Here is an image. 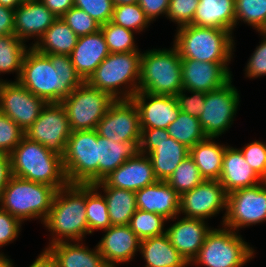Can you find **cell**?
Instances as JSON below:
<instances>
[{
	"label": "cell",
	"instance_id": "cell-48",
	"mask_svg": "<svg viewBox=\"0 0 266 267\" xmlns=\"http://www.w3.org/2000/svg\"><path fill=\"white\" fill-rule=\"evenodd\" d=\"M186 92L192 95L188 96ZM176 97L179 109L192 117L198 118L205 108V93L201 91L182 89Z\"/></svg>",
	"mask_w": 266,
	"mask_h": 267
},
{
	"label": "cell",
	"instance_id": "cell-58",
	"mask_svg": "<svg viewBox=\"0 0 266 267\" xmlns=\"http://www.w3.org/2000/svg\"><path fill=\"white\" fill-rule=\"evenodd\" d=\"M22 2L40 1V0H21Z\"/></svg>",
	"mask_w": 266,
	"mask_h": 267
},
{
	"label": "cell",
	"instance_id": "cell-45",
	"mask_svg": "<svg viewBox=\"0 0 266 267\" xmlns=\"http://www.w3.org/2000/svg\"><path fill=\"white\" fill-rule=\"evenodd\" d=\"M199 0H170L167 12V19L176 22L177 28L191 25Z\"/></svg>",
	"mask_w": 266,
	"mask_h": 267
},
{
	"label": "cell",
	"instance_id": "cell-18",
	"mask_svg": "<svg viewBox=\"0 0 266 267\" xmlns=\"http://www.w3.org/2000/svg\"><path fill=\"white\" fill-rule=\"evenodd\" d=\"M156 181L158 180L153 172L151 159L148 155L138 152L133 158L126 160L102 181L96 182L93 185L95 187H114L136 192Z\"/></svg>",
	"mask_w": 266,
	"mask_h": 267
},
{
	"label": "cell",
	"instance_id": "cell-39",
	"mask_svg": "<svg viewBox=\"0 0 266 267\" xmlns=\"http://www.w3.org/2000/svg\"><path fill=\"white\" fill-rule=\"evenodd\" d=\"M205 179L193 159L188 155L174 170L166 182L179 194L194 189Z\"/></svg>",
	"mask_w": 266,
	"mask_h": 267
},
{
	"label": "cell",
	"instance_id": "cell-32",
	"mask_svg": "<svg viewBox=\"0 0 266 267\" xmlns=\"http://www.w3.org/2000/svg\"><path fill=\"white\" fill-rule=\"evenodd\" d=\"M78 36L61 19L57 18L36 42L34 47L42 54L70 55L76 46Z\"/></svg>",
	"mask_w": 266,
	"mask_h": 267
},
{
	"label": "cell",
	"instance_id": "cell-8",
	"mask_svg": "<svg viewBox=\"0 0 266 267\" xmlns=\"http://www.w3.org/2000/svg\"><path fill=\"white\" fill-rule=\"evenodd\" d=\"M239 232L214 228L207 234L192 265L205 267H243L254 258L255 249L244 241Z\"/></svg>",
	"mask_w": 266,
	"mask_h": 267
},
{
	"label": "cell",
	"instance_id": "cell-14",
	"mask_svg": "<svg viewBox=\"0 0 266 267\" xmlns=\"http://www.w3.org/2000/svg\"><path fill=\"white\" fill-rule=\"evenodd\" d=\"M71 132L66 111L61 103H47L24 134L29 140L63 156Z\"/></svg>",
	"mask_w": 266,
	"mask_h": 267
},
{
	"label": "cell",
	"instance_id": "cell-13",
	"mask_svg": "<svg viewBox=\"0 0 266 267\" xmlns=\"http://www.w3.org/2000/svg\"><path fill=\"white\" fill-rule=\"evenodd\" d=\"M238 92L231 79L224 86L205 93V108L198 119L207 137L219 138L231 127L240 106Z\"/></svg>",
	"mask_w": 266,
	"mask_h": 267
},
{
	"label": "cell",
	"instance_id": "cell-1",
	"mask_svg": "<svg viewBox=\"0 0 266 267\" xmlns=\"http://www.w3.org/2000/svg\"><path fill=\"white\" fill-rule=\"evenodd\" d=\"M18 82L47 103H60L84 81L77 74L69 55H46L30 46Z\"/></svg>",
	"mask_w": 266,
	"mask_h": 267
},
{
	"label": "cell",
	"instance_id": "cell-25",
	"mask_svg": "<svg viewBox=\"0 0 266 267\" xmlns=\"http://www.w3.org/2000/svg\"><path fill=\"white\" fill-rule=\"evenodd\" d=\"M110 54L101 30L78 37L69 55L77 74L86 82L101 62Z\"/></svg>",
	"mask_w": 266,
	"mask_h": 267
},
{
	"label": "cell",
	"instance_id": "cell-30",
	"mask_svg": "<svg viewBox=\"0 0 266 267\" xmlns=\"http://www.w3.org/2000/svg\"><path fill=\"white\" fill-rule=\"evenodd\" d=\"M217 137H206L189 149V156L205 180L219 181L223 156L229 145L215 142Z\"/></svg>",
	"mask_w": 266,
	"mask_h": 267
},
{
	"label": "cell",
	"instance_id": "cell-41",
	"mask_svg": "<svg viewBox=\"0 0 266 267\" xmlns=\"http://www.w3.org/2000/svg\"><path fill=\"white\" fill-rule=\"evenodd\" d=\"M111 22L128 30L140 33L150 26V20L145 16L141 6L136 4H124L114 7Z\"/></svg>",
	"mask_w": 266,
	"mask_h": 267
},
{
	"label": "cell",
	"instance_id": "cell-15",
	"mask_svg": "<svg viewBox=\"0 0 266 267\" xmlns=\"http://www.w3.org/2000/svg\"><path fill=\"white\" fill-rule=\"evenodd\" d=\"M98 135L114 142H139L141 125L139 111L132 99L115 100L98 122Z\"/></svg>",
	"mask_w": 266,
	"mask_h": 267
},
{
	"label": "cell",
	"instance_id": "cell-57",
	"mask_svg": "<svg viewBox=\"0 0 266 267\" xmlns=\"http://www.w3.org/2000/svg\"><path fill=\"white\" fill-rule=\"evenodd\" d=\"M114 6L124 5V4H136L138 0H113Z\"/></svg>",
	"mask_w": 266,
	"mask_h": 267
},
{
	"label": "cell",
	"instance_id": "cell-4",
	"mask_svg": "<svg viewBox=\"0 0 266 267\" xmlns=\"http://www.w3.org/2000/svg\"><path fill=\"white\" fill-rule=\"evenodd\" d=\"M173 45L181 59L230 63L234 55L233 34L225 29L185 25L177 28Z\"/></svg>",
	"mask_w": 266,
	"mask_h": 267
},
{
	"label": "cell",
	"instance_id": "cell-42",
	"mask_svg": "<svg viewBox=\"0 0 266 267\" xmlns=\"http://www.w3.org/2000/svg\"><path fill=\"white\" fill-rule=\"evenodd\" d=\"M61 19L78 37L96 33L101 27V25L85 11L76 7L70 8Z\"/></svg>",
	"mask_w": 266,
	"mask_h": 267
},
{
	"label": "cell",
	"instance_id": "cell-5",
	"mask_svg": "<svg viewBox=\"0 0 266 267\" xmlns=\"http://www.w3.org/2000/svg\"><path fill=\"white\" fill-rule=\"evenodd\" d=\"M141 56L140 52L110 53L86 82L115 100L131 99L138 92Z\"/></svg>",
	"mask_w": 266,
	"mask_h": 267
},
{
	"label": "cell",
	"instance_id": "cell-52",
	"mask_svg": "<svg viewBox=\"0 0 266 267\" xmlns=\"http://www.w3.org/2000/svg\"><path fill=\"white\" fill-rule=\"evenodd\" d=\"M55 16L62 17L74 7V0H40Z\"/></svg>",
	"mask_w": 266,
	"mask_h": 267
},
{
	"label": "cell",
	"instance_id": "cell-7",
	"mask_svg": "<svg viewBox=\"0 0 266 267\" xmlns=\"http://www.w3.org/2000/svg\"><path fill=\"white\" fill-rule=\"evenodd\" d=\"M55 193L53 186L12 175L0 196V208L23 223L35 218L43 223L51 209Z\"/></svg>",
	"mask_w": 266,
	"mask_h": 267
},
{
	"label": "cell",
	"instance_id": "cell-24",
	"mask_svg": "<svg viewBox=\"0 0 266 267\" xmlns=\"http://www.w3.org/2000/svg\"><path fill=\"white\" fill-rule=\"evenodd\" d=\"M135 194L137 209L156 213L168 221L179 216L180 195L166 181L158 180Z\"/></svg>",
	"mask_w": 266,
	"mask_h": 267
},
{
	"label": "cell",
	"instance_id": "cell-43",
	"mask_svg": "<svg viewBox=\"0 0 266 267\" xmlns=\"http://www.w3.org/2000/svg\"><path fill=\"white\" fill-rule=\"evenodd\" d=\"M25 132L0 111V153L10 154L25 136Z\"/></svg>",
	"mask_w": 266,
	"mask_h": 267
},
{
	"label": "cell",
	"instance_id": "cell-20",
	"mask_svg": "<svg viewBox=\"0 0 266 267\" xmlns=\"http://www.w3.org/2000/svg\"><path fill=\"white\" fill-rule=\"evenodd\" d=\"M131 99L138 108L141 128L167 129L180 111L176 96L138 91Z\"/></svg>",
	"mask_w": 266,
	"mask_h": 267
},
{
	"label": "cell",
	"instance_id": "cell-34",
	"mask_svg": "<svg viewBox=\"0 0 266 267\" xmlns=\"http://www.w3.org/2000/svg\"><path fill=\"white\" fill-rule=\"evenodd\" d=\"M28 47L25 42L17 38L14 34L0 37V75L13 73L17 75L15 81H18L24 56Z\"/></svg>",
	"mask_w": 266,
	"mask_h": 267
},
{
	"label": "cell",
	"instance_id": "cell-23",
	"mask_svg": "<svg viewBox=\"0 0 266 267\" xmlns=\"http://www.w3.org/2000/svg\"><path fill=\"white\" fill-rule=\"evenodd\" d=\"M57 18L41 1L22 2L14 10V35L25 43L36 37L33 46Z\"/></svg>",
	"mask_w": 266,
	"mask_h": 267
},
{
	"label": "cell",
	"instance_id": "cell-29",
	"mask_svg": "<svg viewBox=\"0 0 266 267\" xmlns=\"http://www.w3.org/2000/svg\"><path fill=\"white\" fill-rule=\"evenodd\" d=\"M144 258V267H188L192 266L170 243L165 234L141 240L140 251Z\"/></svg>",
	"mask_w": 266,
	"mask_h": 267
},
{
	"label": "cell",
	"instance_id": "cell-9",
	"mask_svg": "<svg viewBox=\"0 0 266 267\" xmlns=\"http://www.w3.org/2000/svg\"><path fill=\"white\" fill-rule=\"evenodd\" d=\"M97 131H72L62 164L68 184L92 185L98 182Z\"/></svg>",
	"mask_w": 266,
	"mask_h": 267
},
{
	"label": "cell",
	"instance_id": "cell-35",
	"mask_svg": "<svg viewBox=\"0 0 266 267\" xmlns=\"http://www.w3.org/2000/svg\"><path fill=\"white\" fill-rule=\"evenodd\" d=\"M86 217L90 235L96 230L104 231L112 226L106 199L93 184L86 185Z\"/></svg>",
	"mask_w": 266,
	"mask_h": 267
},
{
	"label": "cell",
	"instance_id": "cell-51",
	"mask_svg": "<svg viewBox=\"0 0 266 267\" xmlns=\"http://www.w3.org/2000/svg\"><path fill=\"white\" fill-rule=\"evenodd\" d=\"M14 10L0 5V36L14 34Z\"/></svg>",
	"mask_w": 266,
	"mask_h": 267
},
{
	"label": "cell",
	"instance_id": "cell-46",
	"mask_svg": "<svg viewBox=\"0 0 266 267\" xmlns=\"http://www.w3.org/2000/svg\"><path fill=\"white\" fill-rule=\"evenodd\" d=\"M244 146L239 150L242 152L246 162L266 181V143L254 140Z\"/></svg>",
	"mask_w": 266,
	"mask_h": 267
},
{
	"label": "cell",
	"instance_id": "cell-17",
	"mask_svg": "<svg viewBox=\"0 0 266 267\" xmlns=\"http://www.w3.org/2000/svg\"><path fill=\"white\" fill-rule=\"evenodd\" d=\"M227 193L219 181L204 180L194 189L180 195L179 214L185 218L211 219L225 209L227 212Z\"/></svg>",
	"mask_w": 266,
	"mask_h": 267
},
{
	"label": "cell",
	"instance_id": "cell-47",
	"mask_svg": "<svg viewBox=\"0 0 266 267\" xmlns=\"http://www.w3.org/2000/svg\"><path fill=\"white\" fill-rule=\"evenodd\" d=\"M258 33L263 40L248 59L244 70L245 76L250 79H255L266 75V33Z\"/></svg>",
	"mask_w": 266,
	"mask_h": 267
},
{
	"label": "cell",
	"instance_id": "cell-36",
	"mask_svg": "<svg viewBox=\"0 0 266 267\" xmlns=\"http://www.w3.org/2000/svg\"><path fill=\"white\" fill-rule=\"evenodd\" d=\"M167 130L170 137L189 149L207 137L201 128L199 119L181 110L177 119L168 125Z\"/></svg>",
	"mask_w": 266,
	"mask_h": 267
},
{
	"label": "cell",
	"instance_id": "cell-2",
	"mask_svg": "<svg viewBox=\"0 0 266 267\" xmlns=\"http://www.w3.org/2000/svg\"><path fill=\"white\" fill-rule=\"evenodd\" d=\"M43 225L51 232L49 245L83 241L89 234L86 217V185L67 184L56 190Z\"/></svg>",
	"mask_w": 266,
	"mask_h": 267
},
{
	"label": "cell",
	"instance_id": "cell-3",
	"mask_svg": "<svg viewBox=\"0 0 266 267\" xmlns=\"http://www.w3.org/2000/svg\"><path fill=\"white\" fill-rule=\"evenodd\" d=\"M9 155L11 172L16 177L53 186L56 190L68 184L62 156L38 142L24 136Z\"/></svg>",
	"mask_w": 266,
	"mask_h": 267
},
{
	"label": "cell",
	"instance_id": "cell-26",
	"mask_svg": "<svg viewBox=\"0 0 266 267\" xmlns=\"http://www.w3.org/2000/svg\"><path fill=\"white\" fill-rule=\"evenodd\" d=\"M264 180L251 168L239 148H226L219 182L227 194L241 188L256 186Z\"/></svg>",
	"mask_w": 266,
	"mask_h": 267
},
{
	"label": "cell",
	"instance_id": "cell-19",
	"mask_svg": "<svg viewBox=\"0 0 266 267\" xmlns=\"http://www.w3.org/2000/svg\"><path fill=\"white\" fill-rule=\"evenodd\" d=\"M229 63L200 62L182 59V86L186 90L214 91L232 79Z\"/></svg>",
	"mask_w": 266,
	"mask_h": 267
},
{
	"label": "cell",
	"instance_id": "cell-49",
	"mask_svg": "<svg viewBox=\"0 0 266 267\" xmlns=\"http://www.w3.org/2000/svg\"><path fill=\"white\" fill-rule=\"evenodd\" d=\"M21 226L22 222L18 218L0 208V248L19 237Z\"/></svg>",
	"mask_w": 266,
	"mask_h": 267
},
{
	"label": "cell",
	"instance_id": "cell-40",
	"mask_svg": "<svg viewBox=\"0 0 266 267\" xmlns=\"http://www.w3.org/2000/svg\"><path fill=\"white\" fill-rule=\"evenodd\" d=\"M168 220L161 215L137 209L130 219L129 227L140 240L166 233L164 228Z\"/></svg>",
	"mask_w": 266,
	"mask_h": 267
},
{
	"label": "cell",
	"instance_id": "cell-31",
	"mask_svg": "<svg viewBox=\"0 0 266 267\" xmlns=\"http://www.w3.org/2000/svg\"><path fill=\"white\" fill-rule=\"evenodd\" d=\"M97 143L98 182L139 152V142H114L98 135V133Z\"/></svg>",
	"mask_w": 266,
	"mask_h": 267
},
{
	"label": "cell",
	"instance_id": "cell-28",
	"mask_svg": "<svg viewBox=\"0 0 266 267\" xmlns=\"http://www.w3.org/2000/svg\"><path fill=\"white\" fill-rule=\"evenodd\" d=\"M191 25L235 29V0H199Z\"/></svg>",
	"mask_w": 266,
	"mask_h": 267
},
{
	"label": "cell",
	"instance_id": "cell-38",
	"mask_svg": "<svg viewBox=\"0 0 266 267\" xmlns=\"http://www.w3.org/2000/svg\"><path fill=\"white\" fill-rule=\"evenodd\" d=\"M110 53L141 52L134 40V31L109 21L100 27Z\"/></svg>",
	"mask_w": 266,
	"mask_h": 267
},
{
	"label": "cell",
	"instance_id": "cell-16",
	"mask_svg": "<svg viewBox=\"0 0 266 267\" xmlns=\"http://www.w3.org/2000/svg\"><path fill=\"white\" fill-rule=\"evenodd\" d=\"M46 104L18 81L3 80L0 85V111L24 132L36 121Z\"/></svg>",
	"mask_w": 266,
	"mask_h": 267
},
{
	"label": "cell",
	"instance_id": "cell-50",
	"mask_svg": "<svg viewBox=\"0 0 266 267\" xmlns=\"http://www.w3.org/2000/svg\"><path fill=\"white\" fill-rule=\"evenodd\" d=\"M170 0H138L145 16L153 22L160 15H167Z\"/></svg>",
	"mask_w": 266,
	"mask_h": 267
},
{
	"label": "cell",
	"instance_id": "cell-55",
	"mask_svg": "<svg viewBox=\"0 0 266 267\" xmlns=\"http://www.w3.org/2000/svg\"><path fill=\"white\" fill-rule=\"evenodd\" d=\"M21 3V0H0V5L13 10H15Z\"/></svg>",
	"mask_w": 266,
	"mask_h": 267
},
{
	"label": "cell",
	"instance_id": "cell-22",
	"mask_svg": "<svg viewBox=\"0 0 266 267\" xmlns=\"http://www.w3.org/2000/svg\"><path fill=\"white\" fill-rule=\"evenodd\" d=\"M104 233L97 247L109 267L132 261L140 251L141 240L129 225L110 226Z\"/></svg>",
	"mask_w": 266,
	"mask_h": 267
},
{
	"label": "cell",
	"instance_id": "cell-11",
	"mask_svg": "<svg viewBox=\"0 0 266 267\" xmlns=\"http://www.w3.org/2000/svg\"><path fill=\"white\" fill-rule=\"evenodd\" d=\"M139 153L148 155L159 181H166L189 155V148L170 137L167 129L141 128Z\"/></svg>",
	"mask_w": 266,
	"mask_h": 267
},
{
	"label": "cell",
	"instance_id": "cell-10",
	"mask_svg": "<svg viewBox=\"0 0 266 267\" xmlns=\"http://www.w3.org/2000/svg\"><path fill=\"white\" fill-rule=\"evenodd\" d=\"M115 99L108 93L83 82L60 103L64 107L71 131L93 130Z\"/></svg>",
	"mask_w": 266,
	"mask_h": 267
},
{
	"label": "cell",
	"instance_id": "cell-21",
	"mask_svg": "<svg viewBox=\"0 0 266 267\" xmlns=\"http://www.w3.org/2000/svg\"><path fill=\"white\" fill-rule=\"evenodd\" d=\"M176 216L171 219L172 225L166 228V235L170 243L178 250L181 256L190 265L196 258L205 242L207 234L212 230L203 219L185 218ZM176 220H178L176 222Z\"/></svg>",
	"mask_w": 266,
	"mask_h": 267
},
{
	"label": "cell",
	"instance_id": "cell-44",
	"mask_svg": "<svg viewBox=\"0 0 266 267\" xmlns=\"http://www.w3.org/2000/svg\"><path fill=\"white\" fill-rule=\"evenodd\" d=\"M74 7L85 11L103 25L111 21L115 6L113 0H74Z\"/></svg>",
	"mask_w": 266,
	"mask_h": 267
},
{
	"label": "cell",
	"instance_id": "cell-53",
	"mask_svg": "<svg viewBox=\"0 0 266 267\" xmlns=\"http://www.w3.org/2000/svg\"><path fill=\"white\" fill-rule=\"evenodd\" d=\"M12 176L10 155L0 153V196Z\"/></svg>",
	"mask_w": 266,
	"mask_h": 267
},
{
	"label": "cell",
	"instance_id": "cell-12",
	"mask_svg": "<svg viewBox=\"0 0 266 267\" xmlns=\"http://www.w3.org/2000/svg\"><path fill=\"white\" fill-rule=\"evenodd\" d=\"M266 221V181L241 188L227 195V212L223 227L235 232Z\"/></svg>",
	"mask_w": 266,
	"mask_h": 267
},
{
	"label": "cell",
	"instance_id": "cell-56",
	"mask_svg": "<svg viewBox=\"0 0 266 267\" xmlns=\"http://www.w3.org/2000/svg\"><path fill=\"white\" fill-rule=\"evenodd\" d=\"M0 267H14L12 260L4 252L0 253Z\"/></svg>",
	"mask_w": 266,
	"mask_h": 267
},
{
	"label": "cell",
	"instance_id": "cell-6",
	"mask_svg": "<svg viewBox=\"0 0 266 267\" xmlns=\"http://www.w3.org/2000/svg\"><path fill=\"white\" fill-rule=\"evenodd\" d=\"M181 62L174 45L142 52L138 91L176 96L183 89Z\"/></svg>",
	"mask_w": 266,
	"mask_h": 267
},
{
	"label": "cell",
	"instance_id": "cell-54",
	"mask_svg": "<svg viewBox=\"0 0 266 267\" xmlns=\"http://www.w3.org/2000/svg\"><path fill=\"white\" fill-rule=\"evenodd\" d=\"M29 267H59L57 260L44 248Z\"/></svg>",
	"mask_w": 266,
	"mask_h": 267
},
{
	"label": "cell",
	"instance_id": "cell-33",
	"mask_svg": "<svg viewBox=\"0 0 266 267\" xmlns=\"http://www.w3.org/2000/svg\"><path fill=\"white\" fill-rule=\"evenodd\" d=\"M96 188L104 192L111 225H129L131 217L137 210L135 192L114 187Z\"/></svg>",
	"mask_w": 266,
	"mask_h": 267
},
{
	"label": "cell",
	"instance_id": "cell-27",
	"mask_svg": "<svg viewBox=\"0 0 266 267\" xmlns=\"http://www.w3.org/2000/svg\"><path fill=\"white\" fill-rule=\"evenodd\" d=\"M45 249L57 260L59 267H109L97 245L89 249L82 241H72L48 245Z\"/></svg>",
	"mask_w": 266,
	"mask_h": 267
},
{
	"label": "cell",
	"instance_id": "cell-37",
	"mask_svg": "<svg viewBox=\"0 0 266 267\" xmlns=\"http://www.w3.org/2000/svg\"><path fill=\"white\" fill-rule=\"evenodd\" d=\"M240 21L263 32L266 28V0H235V27Z\"/></svg>",
	"mask_w": 266,
	"mask_h": 267
}]
</instances>
